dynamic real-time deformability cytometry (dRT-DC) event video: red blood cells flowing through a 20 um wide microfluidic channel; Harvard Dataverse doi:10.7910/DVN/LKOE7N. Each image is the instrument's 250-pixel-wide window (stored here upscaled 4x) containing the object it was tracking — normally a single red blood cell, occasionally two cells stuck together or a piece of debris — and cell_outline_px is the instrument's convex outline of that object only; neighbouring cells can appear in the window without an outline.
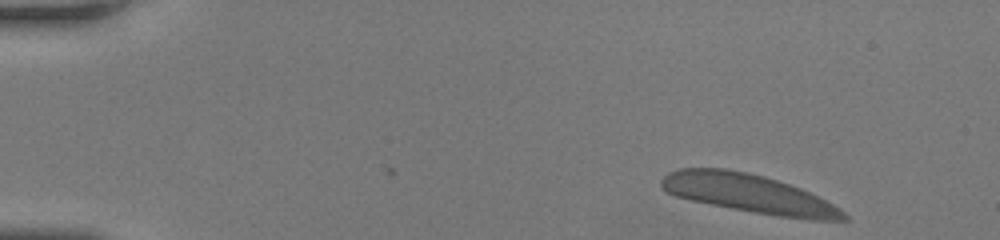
{"species": "human", "species_latin": "Homo sapiens", "temperature_condition": "room temperature", "stored_images_in_passage": 12, "camera_frame_rate_fps": 3000, "um_per_image_px": 0.085, "donor": {"sex": "female"}, "frame": {"image": 1, "passage_image": 1, "time_ms": 0.0, "image_size_px": [1000, 240], "cell_outline_px": [[848, 220], [812, 220], [780, 216], [732, 208], [692, 200], [676, 196], [664, 192], [660, 188], [660, 180], [668, 172], [680, 168], [724, 168], [748, 172], [764, 176], [800, 188], [840, 208], [848, 216]], "centroid_in_image_um": [63.6, 16.44], "position_along_channel_um": 21.4, "area_um2": 40.58}}
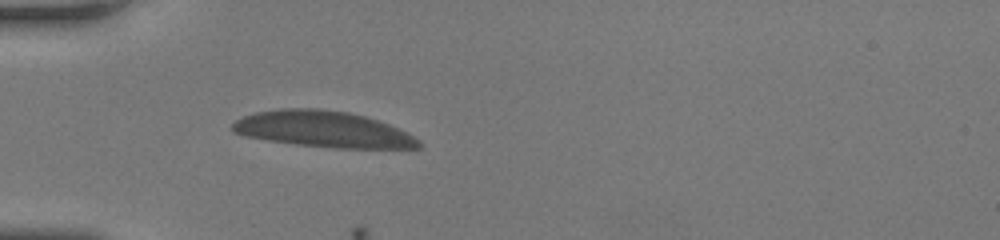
{"frame": {"image": 2, "passage_image": 10, "time_ms": 3.0, "image_size_px": [1000, 240], "cell_outline_px": [[420, 148], [336, 148], [296, 144], [268, 140], [244, 136], [232, 132], [232, 124], [236, 120], [244, 116], [256, 112], [280, 108], [320, 108], [348, 112], [364, 116], [388, 124], [420, 140]], "centroid_in_image_um": [27.42, 10.98], "position_along_channel_um": 57.6, "area_um2": 39.02}}